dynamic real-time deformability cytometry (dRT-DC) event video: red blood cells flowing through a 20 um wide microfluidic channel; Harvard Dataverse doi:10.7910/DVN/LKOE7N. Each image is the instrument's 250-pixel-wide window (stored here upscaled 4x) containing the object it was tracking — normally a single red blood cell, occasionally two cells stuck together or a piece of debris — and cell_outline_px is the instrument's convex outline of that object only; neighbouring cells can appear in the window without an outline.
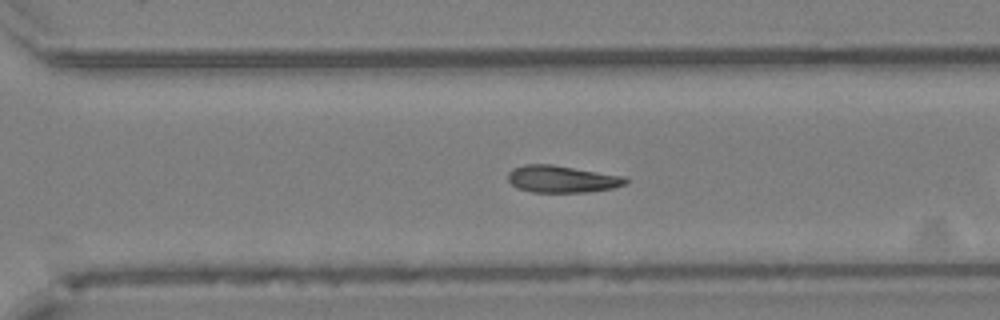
{"species": "Egyptian fruit bat (a non-hibernating species)", "species_latin": "Rousettus aegyptiacus", "temperature_condition": "cold", "stored_images_in_passage": 22, "camera_frame_rate_fps": 3000, "um_per_image_px": 0.085, "animal": {"sex": "female"}, "frame": {"image": 1, "passage_image": 16, "time_ms": 5.0, "image_size_px": [1000, 320], "cell_outline_px": [[628, 180], [624, 184], [616, 188], [588, 192], [532, 192], [516, 188], [508, 180], [508, 172], [512, 168], [524, 164], [552, 164], [624, 176]], "centroid_in_image_um": [47.74, 15.22], "position_along_channel_um": 322.9, "area_um2": 18.67}}
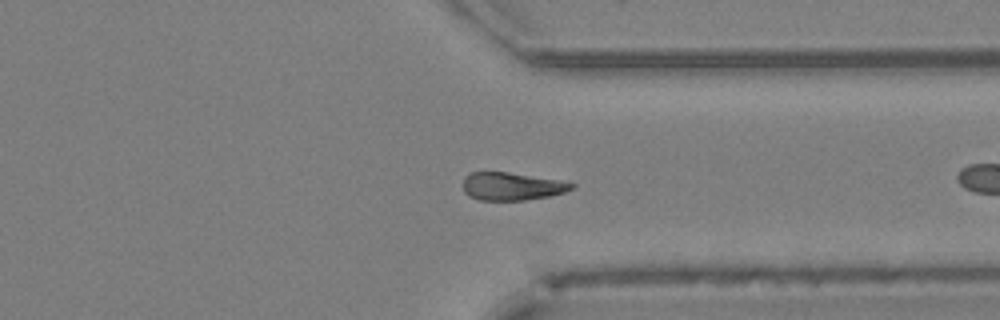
{"frame": {"image": 2, "passage_image": 19, "time_ms": 6.0, "image_size_px": [1000, 320], "cell_outline_px": [[576, 184], [572, 188], [564, 192], [548, 196], [524, 200], [480, 200], [468, 196], [464, 192], [464, 176], [472, 172], [508, 172], [556, 180]], "centroid_in_image_um": [43.45, 15.84], "position_along_channel_um": 368.0, "area_um2": 17.34}}